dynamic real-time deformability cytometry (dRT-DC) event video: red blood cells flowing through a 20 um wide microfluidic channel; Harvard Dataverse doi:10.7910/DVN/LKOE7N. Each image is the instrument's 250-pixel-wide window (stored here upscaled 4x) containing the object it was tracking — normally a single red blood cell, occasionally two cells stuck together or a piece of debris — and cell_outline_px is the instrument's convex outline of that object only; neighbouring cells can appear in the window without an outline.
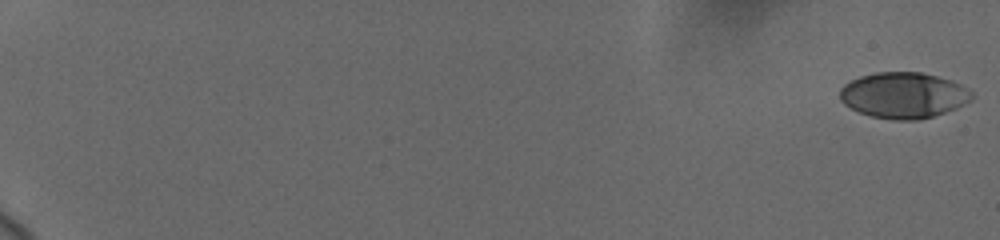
{"species": "human", "species_latin": "Homo sapiens", "temperature_condition": "cold", "stored_images_in_passage": 18, "camera_frame_rate_fps": 3000, "um_per_image_px": 0.085, "donor": {"sex": "female"}, "frame": {"image": 1, "passage_image": 1, "time_ms": 0.0, "image_size_px": [1000, 240], "cell_outline_px": [[972, 100], [956, 108], [932, 116], [916, 120], [896, 120], [872, 116], [860, 112], [844, 104], [840, 100], [840, 88], [844, 84], [860, 76], [876, 72], [920, 72], [952, 80], [968, 88], [972, 92]], "centroid_in_image_um": [76.8, 8.09], "position_along_channel_um": 8.2, "area_um2": 35.14}}
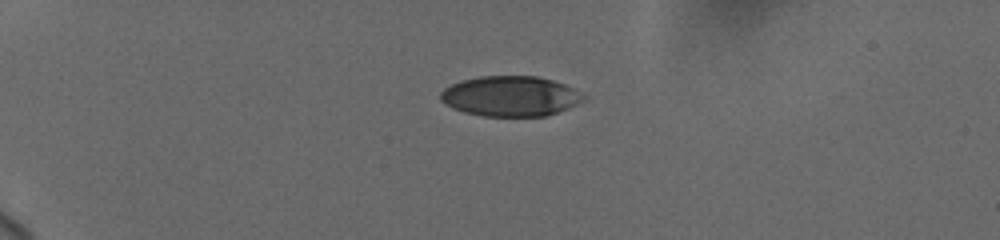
{"frame": {"image": 2, "passage_image": 11, "time_ms": 5.333, "image_size_px": [1000, 240], "cell_outline_px": [[588, 100], [568, 108], [544, 116], [484, 116], [464, 112], [452, 108], [440, 100], [440, 92], [444, 88], [460, 80], [480, 76], [536, 76], [552, 80], [564, 84], [588, 96]], "centroid_in_image_um": [43.4, 8.17], "position_along_channel_um": 41.6, "area_um2": 33.7}}
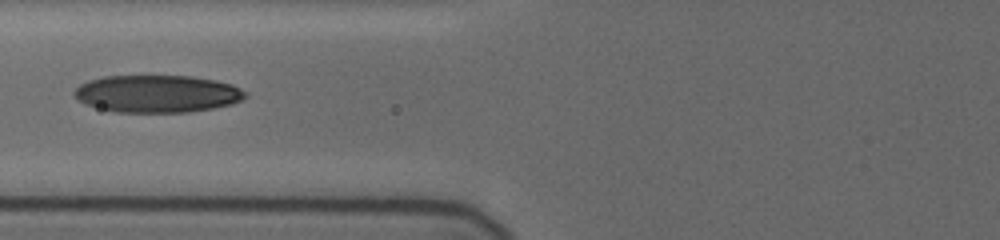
{"frame": {"image": 3, "passage_image": 18, "time_ms": 9.0, "image_size_px": [1000, 240], "cell_outline_px": [[248, 96], [244, 100], [232, 104], [212, 108], [188, 112], [116, 112], [84, 104], [72, 92], [80, 84], [88, 80], [104, 76], [192, 76], [216, 80], [232, 84], [248, 92]], "centroid_in_image_um": [13.41, 7.96], "position_along_channel_um": 112.4, "area_um2": 37.45}}